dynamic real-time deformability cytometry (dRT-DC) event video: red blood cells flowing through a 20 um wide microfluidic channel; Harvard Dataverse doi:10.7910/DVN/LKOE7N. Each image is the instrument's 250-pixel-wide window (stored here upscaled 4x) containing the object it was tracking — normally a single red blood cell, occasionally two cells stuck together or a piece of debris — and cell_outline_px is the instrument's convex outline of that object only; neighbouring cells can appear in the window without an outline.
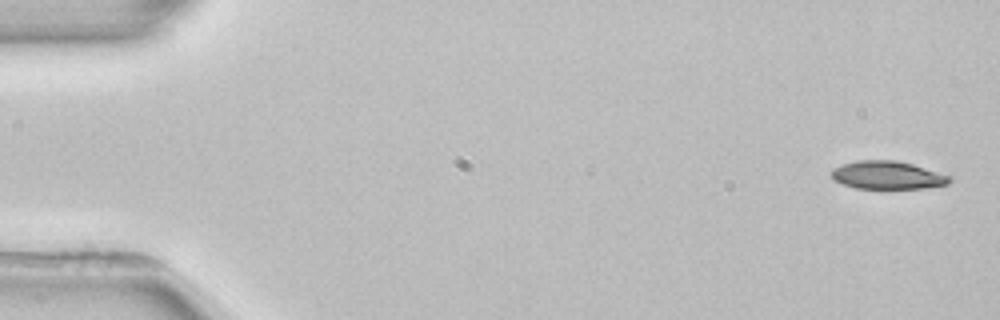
{"species": "common noctule bat (a hibernating species)", "species_latin": "Nyctalus noctula", "temperature_condition": "room temperature", "stored_images_in_passage": 4, "segment_of_instrument_passage": [2, 2], "camera_frame_rate_fps": 3000, "um_per_image_px": 0.085, "animal": {"sex": "female", "body_mass_g": 22.7, "forearm_length_mm": 54.2}, "frame": {"image": 1, "passage_image": 4, "time_ms": 5.667, "image_size_px": [1000, 320], "cell_outline_px": [[952, 180], [948, 184], [924, 188], [856, 188], [832, 180], [828, 172], [832, 168], [856, 160], [896, 160], [912, 164], [952, 176]], "centroid_in_image_um": [75.4, 14.88], "position_along_channel_um": 9.6, "area_um2": 19.42}}